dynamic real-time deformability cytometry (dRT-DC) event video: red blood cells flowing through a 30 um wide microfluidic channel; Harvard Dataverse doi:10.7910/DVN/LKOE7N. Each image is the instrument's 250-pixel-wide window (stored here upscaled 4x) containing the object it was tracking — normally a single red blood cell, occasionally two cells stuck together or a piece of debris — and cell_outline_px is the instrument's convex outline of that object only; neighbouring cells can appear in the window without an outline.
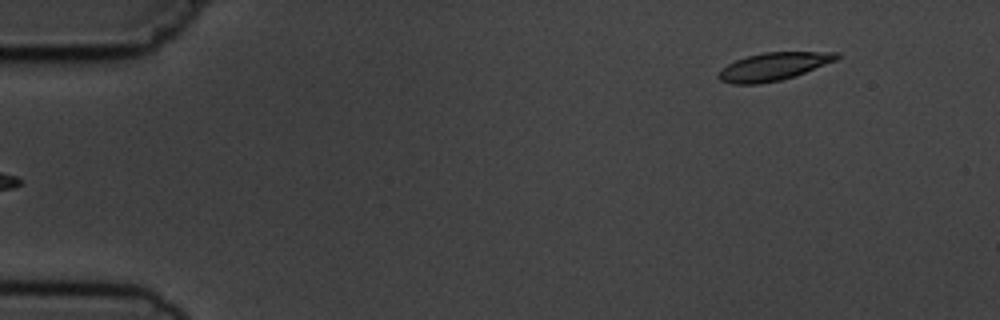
{"species": "common noctule bat (a hibernating species)", "species_latin": "Nyctalus noctula", "temperature_condition": "cold", "stored_images_in_passage": 5, "segment_of_instrument_passage": [2, 2], "camera_frame_rate_fps": 3000, "um_per_image_px": 0.085, "animal": {"sex": "male", "body_mass_g": 19.5, "forearm_length_mm": 54.6}, "frame": {"image": 1, "passage_image": 5, "time_ms": 4.333, "image_size_px": [1000, 320], "cell_outline_px": [[840, 56], [836, 60], [796, 76], [780, 80], [760, 84], [732, 84], [720, 80], [716, 76], [728, 64], [736, 60], [748, 56], [764, 52], [840, 52]], "centroid_in_image_um": [65.76, 5.66], "position_along_channel_um": 19.2, "area_um2": 19.07}}